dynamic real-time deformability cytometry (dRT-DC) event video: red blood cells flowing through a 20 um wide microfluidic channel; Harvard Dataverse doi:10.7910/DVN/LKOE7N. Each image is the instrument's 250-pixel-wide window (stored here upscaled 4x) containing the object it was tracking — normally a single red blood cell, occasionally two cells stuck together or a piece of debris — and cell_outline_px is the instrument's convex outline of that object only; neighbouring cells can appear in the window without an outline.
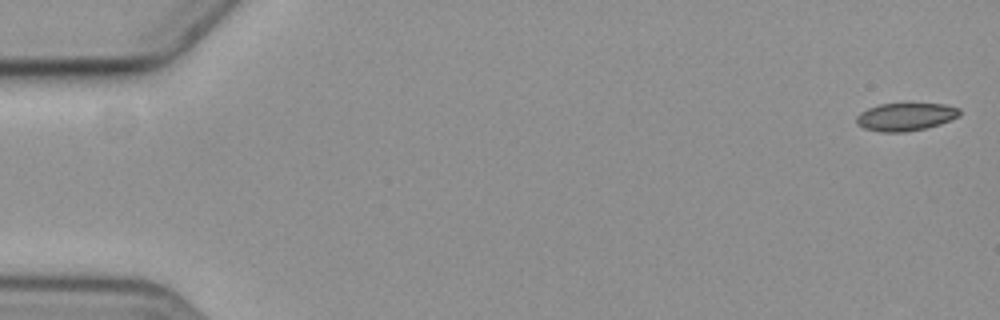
{"species": "common noctule bat (a hibernating species)", "species_latin": "Nyctalus noctula", "temperature_condition": "cold", "stored_images_in_passage": 5, "segment_of_instrument_passage": [2, 2], "camera_frame_rate_fps": 3000, "um_per_image_px": 0.085, "animal": {"sex": "female", "body_mass_g": 19.3, "forearm_length_mm": 54.1}, "frame": {"image": 1, "passage_image": 5, "time_ms": 6.0, "image_size_px": [1000, 320], "cell_outline_px": [[960, 116], [940, 124], [924, 128], [904, 132], [880, 132], [864, 128], [856, 124], [856, 116], [860, 112], [868, 108], [880, 104], [944, 104], [960, 108]], "centroid_in_image_um": [76.96, 9.93], "position_along_channel_um": 8.0, "area_um2": 16.7}}